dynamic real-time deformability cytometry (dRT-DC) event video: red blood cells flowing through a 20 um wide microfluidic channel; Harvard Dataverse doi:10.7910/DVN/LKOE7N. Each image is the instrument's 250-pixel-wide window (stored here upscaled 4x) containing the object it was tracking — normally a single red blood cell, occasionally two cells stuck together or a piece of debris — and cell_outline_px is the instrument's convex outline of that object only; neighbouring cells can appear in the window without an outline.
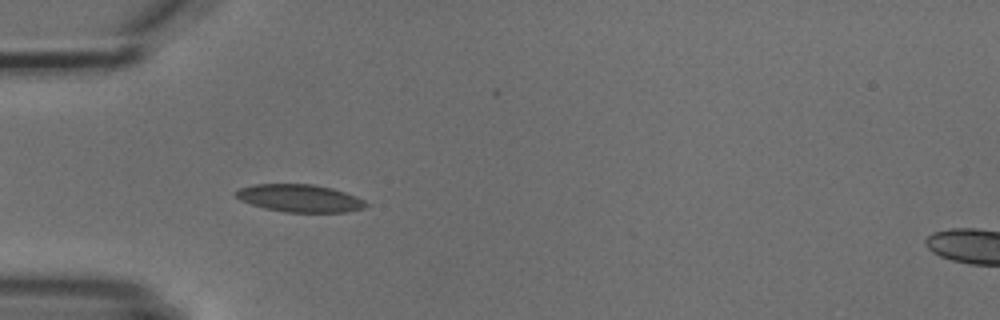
{"species": "common noctule bat (a hibernating species)", "species_latin": "Nyctalus noctula", "temperature_condition": "cold", "stored_images_in_passage": 6, "camera_frame_rate_fps": 3000, "um_per_image_px": 0.085, "animal": {"sex": "male", "body_mass_g": 18.8}, "frame": {"image": 1, "passage_image": 5, "time_ms": 4.667, "image_size_px": [1000, 320], "cell_outline_px": [[368, 204], [364, 208], [348, 212], [284, 212], [264, 208], [240, 200], [232, 196], [232, 192], [240, 188], [252, 184], [312, 184], [332, 188], [356, 196], [364, 200]], "centroid_in_image_um": [25.43, 16.85], "position_along_channel_um": 59.6, "area_um2": 21.1}}
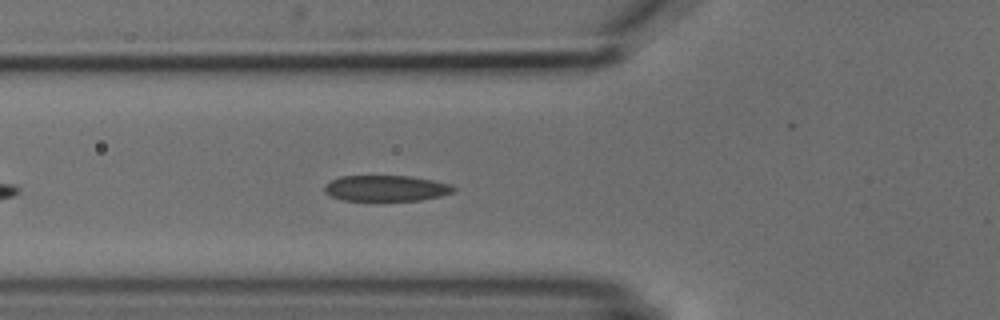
{"frame": {"image": 2, "passage_image": 6, "time_ms": 5.667, "image_size_px": [1000, 320], "cell_outline_px": [[456, 188], [452, 192], [440, 196], [420, 200], [340, 200], [324, 192], [324, 188], [332, 180], [340, 176], [412, 176], [452, 184]], "centroid_in_image_um": [32.83, 16.0], "position_along_channel_um": 93.0, "area_um2": 19.31}}